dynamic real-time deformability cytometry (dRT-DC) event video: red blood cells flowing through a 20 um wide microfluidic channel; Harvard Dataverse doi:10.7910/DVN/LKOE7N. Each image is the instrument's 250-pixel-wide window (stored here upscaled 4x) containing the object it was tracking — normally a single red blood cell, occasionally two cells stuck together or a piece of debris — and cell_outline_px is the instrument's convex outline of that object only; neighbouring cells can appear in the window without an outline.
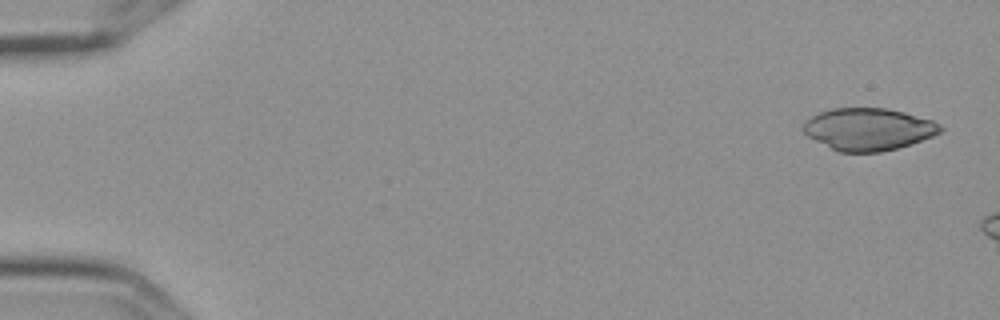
{"species": "Egyptian fruit bat (a non-hibernating species)", "species_latin": "Rousettus aegyptiacus", "temperature_condition": "cold", "stored_images_in_passage": 3, "camera_frame_rate_fps": 3000, "um_per_image_px": 0.085, "frame": {"image": 1, "passage_image": 1, "time_ms": 0.0, "image_size_px": [1000, 320], "cell_outline_px": [[944, 128], [940, 132], [932, 136], [896, 148], [880, 152], [840, 152], [808, 136], [804, 132], [804, 120], [820, 112], [832, 108], [884, 108], [904, 112], [932, 120], [940, 124]], "centroid_in_image_um": [73.81, 10.97], "position_along_channel_um": 11.2, "area_um2": 33.29}}